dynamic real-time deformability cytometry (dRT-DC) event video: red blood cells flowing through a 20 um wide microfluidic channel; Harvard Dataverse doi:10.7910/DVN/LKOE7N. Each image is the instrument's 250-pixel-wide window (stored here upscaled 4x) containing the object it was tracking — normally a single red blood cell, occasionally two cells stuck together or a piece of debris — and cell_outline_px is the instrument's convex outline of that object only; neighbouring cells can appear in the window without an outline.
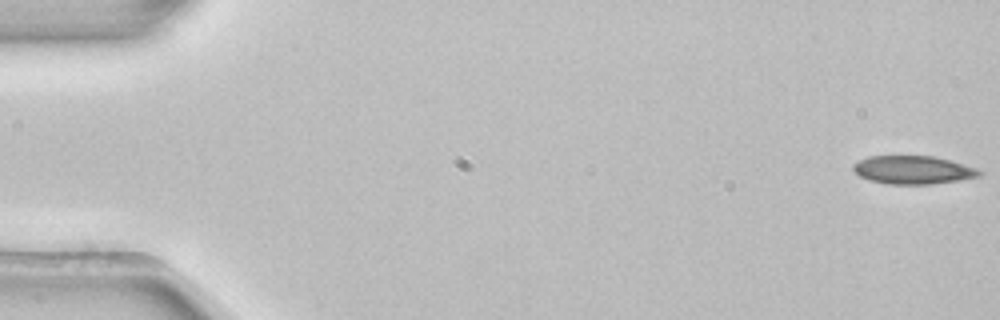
{"species": "common noctule bat (a hibernating species)", "species_latin": "Nyctalus noctula", "temperature_condition": "room temperature", "stored_images_in_passage": 4, "camera_frame_rate_fps": 3000, "um_per_image_px": 0.085, "animal": {"sex": "female", "body_mass_g": 22.7, "forearm_length_mm": 54.2}, "frame": {"image": 1, "passage_image": 1, "time_ms": 0.0, "image_size_px": [1000, 320], "cell_outline_px": [[984, 172], [980, 176], [932, 184], [888, 184], [868, 180], [860, 176], [852, 168], [852, 164], [868, 156], [932, 156], [948, 160], [976, 168]], "centroid_in_image_um": [77.57, 14.44], "position_along_channel_um": 7.4, "area_um2": 20.58}}
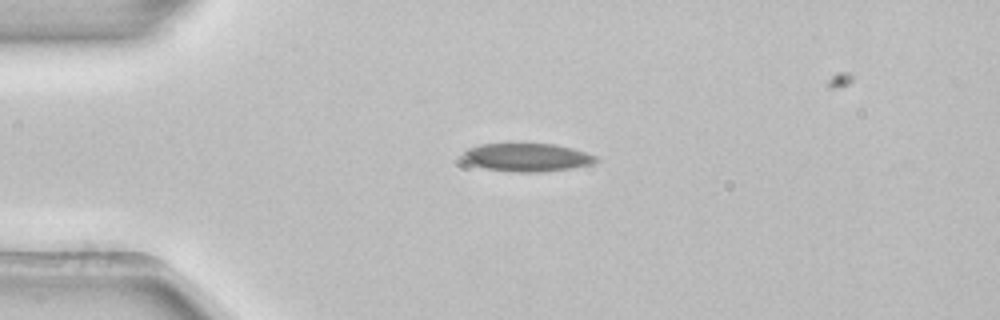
{"frame": {"image": 2, "passage_image": 3, "time_ms": 0.667, "image_size_px": [1000, 320], "cell_outline_px": [[600, 160], [592, 164], [572, 168], [540, 172], [516, 172], [488, 168], [472, 164], [464, 160], [464, 152], [468, 148], [480, 144], [552, 144], [572, 148], [596, 156]], "centroid_in_image_um": [44.84, 13.37], "position_along_channel_um": 40.2, "area_um2": 21.5}}